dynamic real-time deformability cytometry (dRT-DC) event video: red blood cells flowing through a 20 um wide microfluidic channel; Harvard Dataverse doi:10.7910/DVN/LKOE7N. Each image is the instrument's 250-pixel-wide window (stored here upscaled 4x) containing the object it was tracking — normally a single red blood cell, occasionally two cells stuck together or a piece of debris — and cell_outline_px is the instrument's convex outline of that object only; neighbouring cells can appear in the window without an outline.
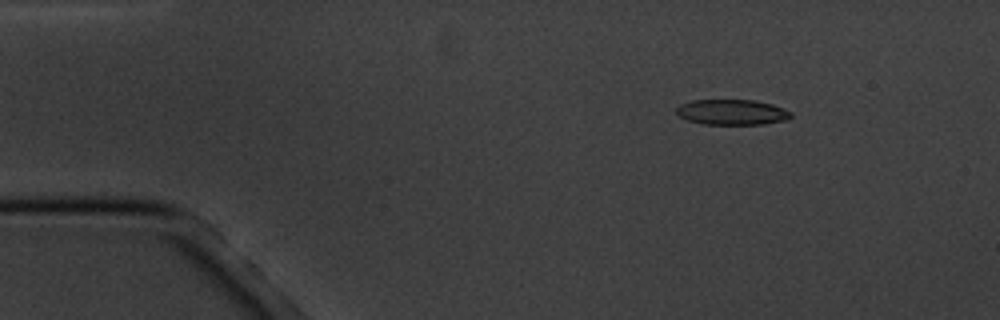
{"species": "common noctule bat (a hibernating species)", "species_latin": "Nyctalus noctula", "temperature_condition": "cold", "stored_images_in_passage": 6, "camera_frame_rate_fps": 3000, "um_per_image_px": 0.085, "animal": {"sex": "male", "body_mass_g": 20.1, "forearm_length_mm": 53.5}, "frame": {"image": 1, "passage_image": 2, "time_ms": 1.333, "image_size_px": [1000, 320], "cell_outline_px": [[792, 116], [788, 120], [764, 124], [704, 124], [688, 120], [680, 116], [676, 112], [676, 108], [680, 104], [692, 100], [756, 100], [772, 104], [792, 112]], "centroid_in_image_um": [62.24, 9.53], "position_along_channel_um": 22.8, "area_um2": 16.99}}
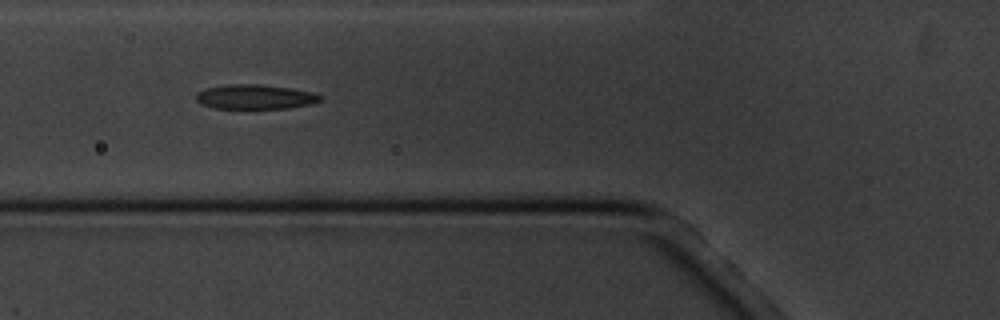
{"frame": {"image": 2, "passage_image": 5, "time_ms": 5.667, "image_size_px": [1000, 320], "cell_outline_px": [[320, 100], [308, 104], [288, 108], [212, 108], [200, 104], [196, 100], [196, 92], [204, 88], [228, 84], [260, 84], [292, 88], [316, 92], [320, 96]], "centroid_in_image_um": [21.63, 8.22], "position_along_channel_um": 104.2, "area_um2": 17.86}}
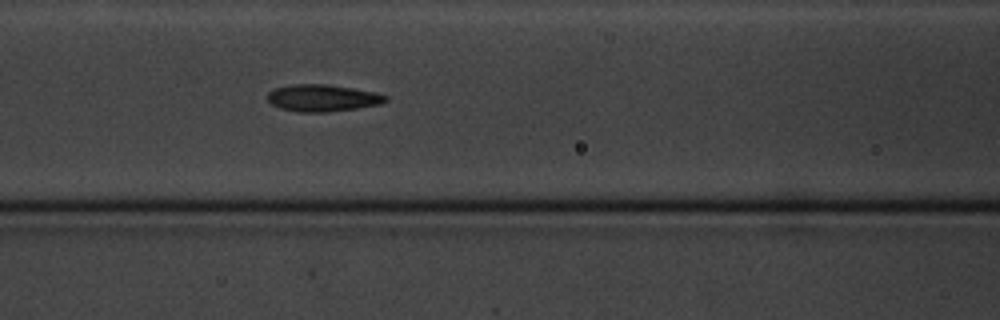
{"frame": {"image": 3, "passage_image": 6, "time_ms": 6.667, "image_size_px": [1000, 320], "cell_outline_px": [[388, 100], [380, 104], [356, 108], [328, 112], [296, 112], [280, 108], [272, 104], [268, 100], [268, 92], [276, 88], [292, 84], [324, 84], [352, 88], [376, 92], [388, 96]], "centroid_in_image_um": [27.42, 8.33], "position_along_channel_um": 139.2, "area_um2": 18.5}}